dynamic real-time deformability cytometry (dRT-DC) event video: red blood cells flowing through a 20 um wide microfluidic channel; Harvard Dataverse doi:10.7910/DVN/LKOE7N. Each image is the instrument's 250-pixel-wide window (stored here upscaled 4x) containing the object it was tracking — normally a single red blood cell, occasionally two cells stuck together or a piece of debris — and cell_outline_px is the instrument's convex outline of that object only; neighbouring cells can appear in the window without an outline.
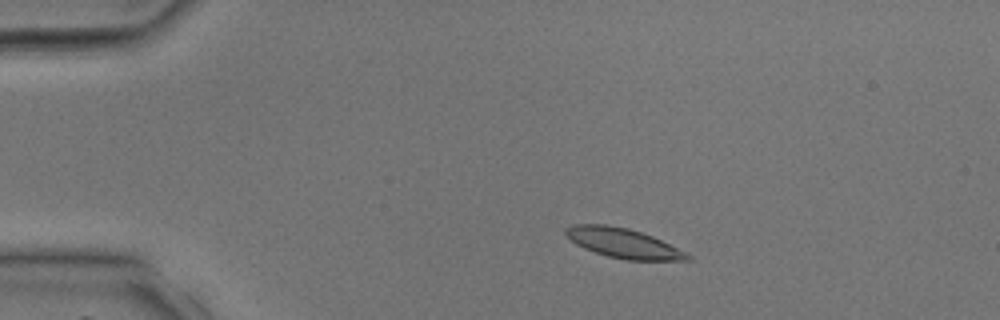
{"species": "common noctule bat (a hibernating species)", "species_latin": "Nyctalus noctula", "temperature_condition": "room temperature", "stored_images_in_passage": 33, "camera_frame_rate_fps": 3000, "um_per_image_px": 0.085, "animal": {"sex": "male", "body_mass_g": 17.9, "forearm_length_mm": 54.2}, "frame": {"image": 1, "passage_image": 1, "time_ms": 0.0, "image_size_px": [1000, 320], "cell_outline_px": [[692, 260], [628, 260], [608, 256], [584, 248], [576, 244], [564, 232], [564, 228], [576, 224], [608, 224], [628, 228], [652, 236], [688, 252], [692, 256]], "centroid_in_image_um": [53.01, 20.66], "position_along_channel_um": 32.0, "area_um2": 20.98}}
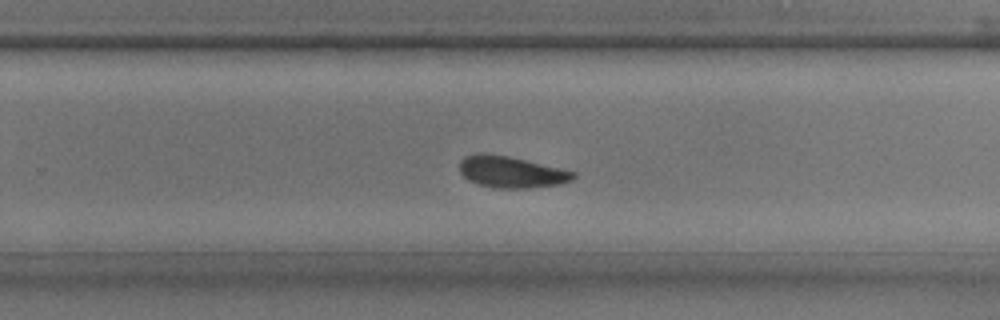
{"frame": {"image": 2, "passage_image": 19, "time_ms": 6.0, "image_size_px": [1000, 320], "cell_outline_px": [[576, 176], [572, 180], [560, 184], [528, 188], [492, 188], [476, 184], [468, 180], [460, 172], [460, 160], [464, 156], [480, 152], [508, 156], [576, 172]], "centroid_in_image_um": [43.42, 14.62], "position_along_channel_um": 286.4, "area_um2": 20.92}}
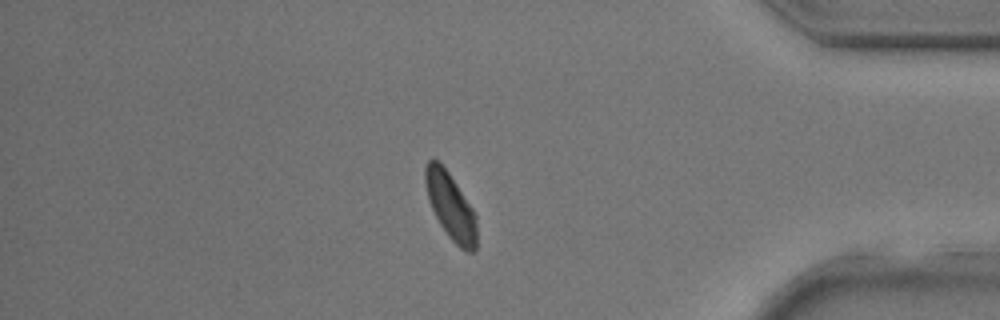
{"frame": {"image": 3, "passage_image": 27, "time_ms": 8.667, "image_size_px": [1000, 320], "cell_outline_px": [[476, 248], [472, 252], [468, 252], [460, 248], [448, 236], [440, 224], [428, 200], [424, 180], [424, 168], [428, 160], [436, 160], [448, 172], [472, 208], [476, 216]], "centroid_in_image_um": [38.29, 17.54], "position_along_channel_um": 396.9, "area_um2": 19.65}}